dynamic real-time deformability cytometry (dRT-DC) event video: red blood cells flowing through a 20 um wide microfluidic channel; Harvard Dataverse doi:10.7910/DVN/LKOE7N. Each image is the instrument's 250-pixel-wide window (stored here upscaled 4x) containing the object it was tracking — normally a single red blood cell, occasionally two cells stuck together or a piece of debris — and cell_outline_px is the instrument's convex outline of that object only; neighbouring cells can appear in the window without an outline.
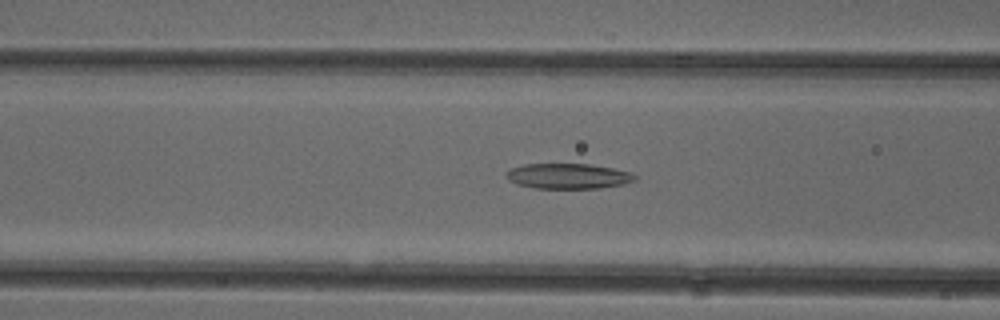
{"species": "common noctule bat (a hibernating species)", "species_latin": "Nyctalus noctula", "temperature_condition": "cold", "stored_images_in_passage": 39, "camera_frame_rate_fps": 3000, "um_per_image_px": 0.085, "animal": {"sex": "female"}, "frame": {"image": 1, "passage_image": 9, "time_ms": 2.667, "image_size_px": [1000, 320], "cell_outline_px": [[636, 180], [624, 184], [600, 188], [536, 188], [516, 184], [508, 180], [504, 176], [504, 172], [512, 168], [524, 164], [588, 164], [612, 168], [632, 172], [636, 176]], "centroid_in_image_um": [48.27, 14.97], "position_along_channel_um": 118.3, "area_um2": 19.07}}
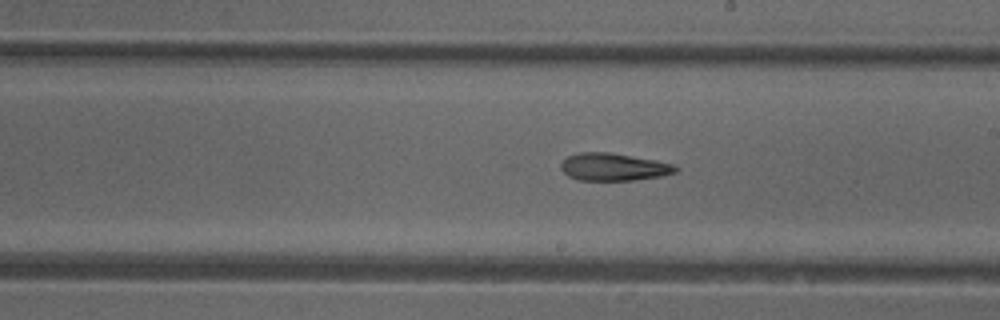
{"frame": {"image": 2, "passage_image": 18, "time_ms": 5.667, "image_size_px": [1000, 320], "cell_outline_px": [[680, 168], [676, 172], [660, 176], [632, 180], [580, 180], [568, 176], [560, 168], [560, 164], [568, 156], [580, 152], [608, 152], [656, 160], [676, 164]], "centroid_in_image_um": [52.18, 14.18], "position_along_channel_um": 236.8, "area_um2": 18.38}}
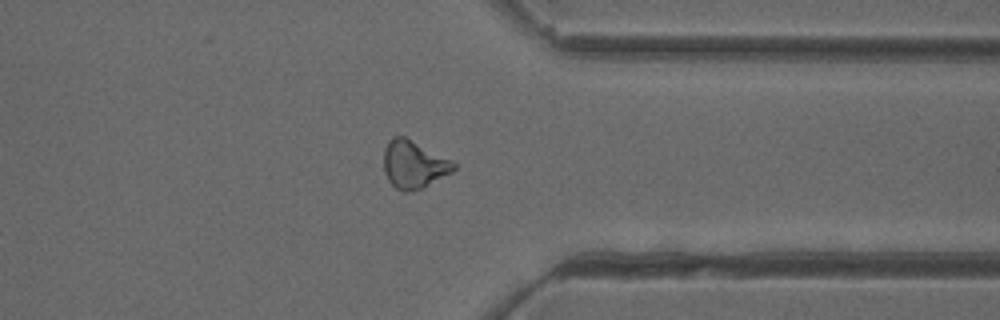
{"frame": {"image": 3, "passage_image": 29, "time_ms": 9.333, "image_size_px": [1000, 320], "cell_outline_px": [[456, 168], [452, 172], [420, 188], [404, 192], [396, 188], [388, 180], [384, 172], [384, 148], [388, 140], [392, 136], [404, 136], [452, 160], [456, 164]], "centroid_in_image_um": [35.15, 13.95], "position_along_channel_um": 376.3, "area_um2": 19.25}, "authors_computed_cell_mechanics": {"area_um2": 19.074, "velocity_mm_per_s": 3.9489, "shape_relaxation_time_tau1_ms": null, "shape_relaxation_time_tau2_ms": 9.7319, "deformation_change_tau1": null, "deformation_change_tau2": 0.2444}}